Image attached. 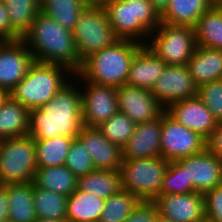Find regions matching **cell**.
I'll use <instances>...</instances> for the list:
<instances>
[{
    "mask_svg": "<svg viewBox=\"0 0 222 222\" xmlns=\"http://www.w3.org/2000/svg\"><path fill=\"white\" fill-rule=\"evenodd\" d=\"M70 81L39 108L30 110L29 135L34 139L55 136L76 138L83 128L80 87Z\"/></svg>",
    "mask_w": 222,
    "mask_h": 222,
    "instance_id": "6da1fadb",
    "label": "cell"
},
{
    "mask_svg": "<svg viewBox=\"0 0 222 222\" xmlns=\"http://www.w3.org/2000/svg\"><path fill=\"white\" fill-rule=\"evenodd\" d=\"M206 147L222 160V122H218L217 127L206 141Z\"/></svg>",
    "mask_w": 222,
    "mask_h": 222,
    "instance_id": "60d3db41",
    "label": "cell"
},
{
    "mask_svg": "<svg viewBox=\"0 0 222 222\" xmlns=\"http://www.w3.org/2000/svg\"><path fill=\"white\" fill-rule=\"evenodd\" d=\"M156 222H173V221L170 218L158 213Z\"/></svg>",
    "mask_w": 222,
    "mask_h": 222,
    "instance_id": "bcb514c9",
    "label": "cell"
},
{
    "mask_svg": "<svg viewBox=\"0 0 222 222\" xmlns=\"http://www.w3.org/2000/svg\"><path fill=\"white\" fill-rule=\"evenodd\" d=\"M216 2L217 0H170L161 14L162 23L194 28L198 19Z\"/></svg>",
    "mask_w": 222,
    "mask_h": 222,
    "instance_id": "603a6c76",
    "label": "cell"
},
{
    "mask_svg": "<svg viewBox=\"0 0 222 222\" xmlns=\"http://www.w3.org/2000/svg\"><path fill=\"white\" fill-rule=\"evenodd\" d=\"M119 112L130 117L136 124L159 118L165 108L150 90L122 85L117 88Z\"/></svg>",
    "mask_w": 222,
    "mask_h": 222,
    "instance_id": "9a60e30c",
    "label": "cell"
},
{
    "mask_svg": "<svg viewBox=\"0 0 222 222\" xmlns=\"http://www.w3.org/2000/svg\"><path fill=\"white\" fill-rule=\"evenodd\" d=\"M21 39L37 62L60 64L73 73L82 66L72 31L42 13Z\"/></svg>",
    "mask_w": 222,
    "mask_h": 222,
    "instance_id": "7a4b0ae2",
    "label": "cell"
},
{
    "mask_svg": "<svg viewBox=\"0 0 222 222\" xmlns=\"http://www.w3.org/2000/svg\"><path fill=\"white\" fill-rule=\"evenodd\" d=\"M196 192L192 184H188L187 171L178 161H171L165 171L159 195L187 194Z\"/></svg>",
    "mask_w": 222,
    "mask_h": 222,
    "instance_id": "e575fe53",
    "label": "cell"
},
{
    "mask_svg": "<svg viewBox=\"0 0 222 222\" xmlns=\"http://www.w3.org/2000/svg\"><path fill=\"white\" fill-rule=\"evenodd\" d=\"M148 41L145 45L167 65H187L197 47L193 27L165 23L150 34Z\"/></svg>",
    "mask_w": 222,
    "mask_h": 222,
    "instance_id": "9c48e42d",
    "label": "cell"
},
{
    "mask_svg": "<svg viewBox=\"0 0 222 222\" xmlns=\"http://www.w3.org/2000/svg\"><path fill=\"white\" fill-rule=\"evenodd\" d=\"M105 199L77 188L67 200L66 221H96L103 212Z\"/></svg>",
    "mask_w": 222,
    "mask_h": 222,
    "instance_id": "4316f807",
    "label": "cell"
},
{
    "mask_svg": "<svg viewBox=\"0 0 222 222\" xmlns=\"http://www.w3.org/2000/svg\"><path fill=\"white\" fill-rule=\"evenodd\" d=\"M198 98L218 122H222V79L198 87Z\"/></svg>",
    "mask_w": 222,
    "mask_h": 222,
    "instance_id": "8d00e7d4",
    "label": "cell"
},
{
    "mask_svg": "<svg viewBox=\"0 0 222 222\" xmlns=\"http://www.w3.org/2000/svg\"><path fill=\"white\" fill-rule=\"evenodd\" d=\"M8 200L7 185H0V222H8Z\"/></svg>",
    "mask_w": 222,
    "mask_h": 222,
    "instance_id": "b9f144b4",
    "label": "cell"
},
{
    "mask_svg": "<svg viewBox=\"0 0 222 222\" xmlns=\"http://www.w3.org/2000/svg\"><path fill=\"white\" fill-rule=\"evenodd\" d=\"M141 200L127 190L105 199L103 212L98 222H124Z\"/></svg>",
    "mask_w": 222,
    "mask_h": 222,
    "instance_id": "d6a6232c",
    "label": "cell"
},
{
    "mask_svg": "<svg viewBox=\"0 0 222 222\" xmlns=\"http://www.w3.org/2000/svg\"><path fill=\"white\" fill-rule=\"evenodd\" d=\"M217 3L222 7V0H217Z\"/></svg>",
    "mask_w": 222,
    "mask_h": 222,
    "instance_id": "f907efd6",
    "label": "cell"
},
{
    "mask_svg": "<svg viewBox=\"0 0 222 222\" xmlns=\"http://www.w3.org/2000/svg\"><path fill=\"white\" fill-rule=\"evenodd\" d=\"M104 8L119 39L146 44L150 34L162 24L160 12L149 0H111Z\"/></svg>",
    "mask_w": 222,
    "mask_h": 222,
    "instance_id": "277c9868",
    "label": "cell"
},
{
    "mask_svg": "<svg viewBox=\"0 0 222 222\" xmlns=\"http://www.w3.org/2000/svg\"><path fill=\"white\" fill-rule=\"evenodd\" d=\"M9 96V93L3 89V88H0V107L2 105V103L4 102V100Z\"/></svg>",
    "mask_w": 222,
    "mask_h": 222,
    "instance_id": "f6af8a7d",
    "label": "cell"
},
{
    "mask_svg": "<svg viewBox=\"0 0 222 222\" xmlns=\"http://www.w3.org/2000/svg\"><path fill=\"white\" fill-rule=\"evenodd\" d=\"M77 178L87 175L96 168L86 147L78 138H74L64 164Z\"/></svg>",
    "mask_w": 222,
    "mask_h": 222,
    "instance_id": "d590c367",
    "label": "cell"
},
{
    "mask_svg": "<svg viewBox=\"0 0 222 222\" xmlns=\"http://www.w3.org/2000/svg\"><path fill=\"white\" fill-rule=\"evenodd\" d=\"M165 111L180 124L198 133L206 141L218 124V121L198 96L174 102Z\"/></svg>",
    "mask_w": 222,
    "mask_h": 222,
    "instance_id": "2e32d148",
    "label": "cell"
},
{
    "mask_svg": "<svg viewBox=\"0 0 222 222\" xmlns=\"http://www.w3.org/2000/svg\"><path fill=\"white\" fill-rule=\"evenodd\" d=\"M77 137L86 147L96 169L120 171L122 148L105 138L97 127L83 126Z\"/></svg>",
    "mask_w": 222,
    "mask_h": 222,
    "instance_id": "ac0fdd59",
    "label": "cell"
},
{
    "mask_svg": "<svg viewBox=\"0 0 222 222\" xmlns=\"http://www.w3.org/2000/svg\"><path fill=\"white\" fill-rule=\"evenodd\" d=\"M187 171L188 184L205 194L222 184V160L207 147L200 153L177 160Z\"/></svg>",
    "mask_w": 222,
    "mask_h": 222,
    "instance_id": "5bb4252c",
    "label": "cell"
},
{
    "mask_svg": "<svg viewBox=\"0 0 222 222\" xmlns=\"http://www.w3.org/2000/svg\"><path fill=\"white\" fill-rule=\"evenodd\" d=\"M166 66L161 58L143 44L131 61L126 84L151 91Z\"/></svg>",
    "mask_w": 222,
    "mask_h": 222,
    "instance_id": "ffe728a7",
    "label": "cell"
},
{
    "mask_svg": "<svg viewBox=\"0 0 222 222\" xmlns=\"http://www.w3.org/2000/svg\"><path fill=\"white\" fill-rule=\"evenodd\" d=\"M33 183L67 197L78 188V178L65 165L37 167Z\"/></svg>",
    "mask_w": 222,
    "mask_h": 222,
    "instance_id": "d4e9b609",
    "label": "cell"
},
{
    "mask_svg": "<svg viewBox=\"0 0 222 222\" xmlns=\"http://www.w3.org/2000/svg\"><path fill=\"white\" fill-rule=\"evenodd\" d=\"M206 217L222 222V184L204 194Z\"/></svg>",
    "mask_w": 222,
    "mask_h": 222,
    "instance_id": "74e56055",
    "label": "cell"
},
{
    "mask_svg": "<svg viewBox=\"0 0 222 222\" xmlns=\"http://www.w3.org/2000/svg\"><path fill=\"white\" fill-rule=\"evenodd\" d=\"M198 87L186 65H167L151 89L156 100L166 109L170 104L197 96Z\"/></svg>",
    "mask_w": 222,
    "mask_h": 222,
    "instance_id": "7c38bea8",
    "label": "cell"
},
{
    "mask_svg": "<svg viewBox=\"0 0 222 222\" xmlns=\"http://www.w3.org/2000/svg\"><path fill=\"white\" fill-rule=\"evenodd\" d=\"M197 87L222 79V50L197 46L187 65Z\"/></svg>",
    "mask_w": 222,
    "mask_h": 222,
    "instance_id": "44dd1931",
    "label": "cell"
},
{
    "mask_svg": "<svg viewBox=\"0 0 222 222\" xmlns=\"http://www.w3.org/2000/svg\"><path fill=\"white\" fill-rule=\"evenodd\" d=\"M199 222H216V221H214V220H212V219H210V218H208V217H204V218H202Z\"/></svg>",
    "mask_w": 222,
    "mask_h": 222,
    "instance_id": "c3c4849f",
    "label": "cell"
},
{
    "mask_svg": "<svg viewBox=\"0 0 222 222\" xmlns=\"http://www.w3.org/2000/svg\"><path fill=\"white\" fill-rule=\"evenodd\" d=\"M22 37L11 27L8 11L5 4L0 0V40L14 41Z\"/></svg>",
    "mask_w": 222,
    "mask_h": 222,
    "instance_id": "ab89813d",
    "label": "cell"
},
{
    "mask_svg": "<svg viewBox=\"0 0 222 222\" xmlns=\"http://www.w3.org/2000/svg\"><path fill=\"white\" fill-rule=\"evenodd\" d=\"M33 193L38 218L66 221L67 196L36 187L34 183Z\"/></svg>",
    "mask_w": 222,
    "mask_h": 222,
    "instance_id": "4dcf8cb0",
    "label": "cell"
},
{
    "mask_svg": "<svg viewBox=\"0 0 222 222\" xmlns=\"http://www.w3.org/2000/svg\"><path fill=\"white\" fill-rule=\"evenodd\" d=\"M197 46L222 50V7L216 2L194 27Z\"/></svg>",
    "mask_w": 222,
    "mask_h": 222,
    "instance_id": "484cf974",
    "label": "cell"
},
{
    "mask_svg": "<svg viewBox=\"0 0 222 222\" xmlns=\"http://www.w3.org/2000/svg\"><path fill=\"white\" fill-rule=\"evenodd\" d=\"M158 213L153 201H140L124 222H156Z\"/></svg>",
    "mask_w": 222,
    "mask_h": 222,
    "instance_id": "f35d334b",
    "label": "cell"
},
{
    "mask_svg": "<svg viewBox=\"0 0 222 222\" xmlns=\"http://www.w3.org/2000/svg\"><path fill=\"white\" fill-rule=\"evenodd\" d=\"M8 11L11 27L21 36L30 29L40 13V0H2Z\"/></svg>",
    "mask_w": 222,
    "mask_h": 222,
    "instance_id": "1f68e13d",
    "label": "cell"
},
{
    "mask_svg": "<svg viewBox=\"0 0 222 222\" xmlns=\"http://www.w3.org/2000/svg\"><path fill=\"white\" fill-rule=\"evenodd\" d=\"M206 140L198 133L186 128L166 111L161 115V157L167 161L189 157L202 152Z\"/></svg>",
    "mask_w": 222,
    "mask_h": 222,
    "instance_id": "30bf717a",
    "label": "cell"
},
{
    "mask_svg": "<svg viewBox=\"0 0 222 222\" xmlns=\"http://www.w3.org/2000/svg\"><path fill=\"white\" fill-rule=\"evenodd\" d=\"M152 6L162 14L169 5L170 0H149Z\"/></svg>",
    "mask_w": 222,
    "mask_h": 222,
    "instance_id": "7bdbcfd3",
    "label": "cell"
},
{
    "mask_svg": "<svg viewBox=\"0 0 222 222\" xmlns=\"http://www.w3.org/2000/svg\"><path fill=\"white\" fill-rule=\"evenodd\" d=\"M142 45L137 41L119 39L87 57L78 73L85 80L98 85L116 88L125 85L131 61Z\"/></svg>",
    "mask_w": 222,
    "mask_h": 222,
    "instance_id": "3957f363",
    "label": "cell"
},
{
    "mask_svg": "<svg viewBox=\"0 0 222 222\" xmlns=\"http://www.w3.org/2000/svg\"><path fill=\"white\" fill-rule=\"evenodd\" d=\"M78 188L96 197L108 199L122 189L121 173L120 171L95 169L78 178Z\"/></svg>",
    "mask_w": 222,
    "mask_h": 222,
    "instance_id": "83f0119b",
    "label": "cell"
},
{
    "mask_svg": "<svg viewBox=\"0 0 222 222\" xmlns=\"http://www.w3.org/2000/svg\"><path fill=\"white\" fill-rule=\"evenodd\" d=\"M72 34L82 62L91 54L119 40L110 25L105 8L99 6L83 8Z\"/></svg>",
    "mask_w": 222,
    "mask_h": 222,
    "instance_id": "ba28073f",
    "label": "cell"
},
{
    "mask_svg": "<svg viewBox=\"0 0 222 222\" xmlns=\"http://www.w3.org/2000/svg\"><path fill=\"white\" fill-rule=\"evenodd\" d=\"M74 75L84 81L80 91L84 126L97 127L119 111L116 87L89 82L78 72Z\"/></svg>",
    "mask_w": 222,
    "mask_h": 222,
    "instance_id": "8fae6325",
    "label": "cell"
},
{
    "mask_svg": "<svg viewBox=\"0 0 222 222\" xmlns=\"http://www.w3.org/2000/svg\"><path fill=\"white\" fill-rule=\"evenodd\" d=\"M123 159L161 157V116L136 124L134 133L122 148Z\"/></svg>",
    "mask_w": 222,
    "mask_h": 222,
    "instance_id": "d6986e66",
    "label": "cell"
},
{
    "mask_svg": "<svg viewBox=\"0 0 222 222\" xmlns=\"http://www.w3.org/2000/svg\"><path fill=\"white\" fill-rule=\"evenodd\" d=\"M36 170L33 137L26 135L0 140V185L31 183Z\"/></svg>",
    "mask_w": 222,
    "mask_h": 222,
    "instance_id": "8992f818",
    "label": "cell"
},
{
    "mask_svg": "<svg viewBox=\"0 0 222 222\" xmlns=\"http://www.w3.org/2000/svg\"><path fill=\"white\" fill-rule=\"evenodd\" d=\"M34 222H67V221H58V220L37 217V219Z\"/></svg>",
    "mask_w": 222,
    "mask_h": 222,
    "instance_id": "7dc6e473",
    "label": "cell"
},
{
    "mask_svg": "<svg viewBox=\"0 0 222 222\" xmlns=\"http://www.w3.org/2000/svg\"><path fill=\"white\" fill-rule=\"evenodd\" d=\"M85 6L104 7L111 0H80Z\"/></svg>",
    "mask_w": 222,
    "mask_h": 222,
    "instance_id": "ee69618b",
    "label": "cell"
},
{
    "mask_svg": "<svg viewBox=\"0 0 222 222\" xmlns=\"http://www.w3.org/2000/svg\"><path fill=\"white\" fill-rule=\"evenodd\" d=\"M169 165L163 157L123 159L120 169L122 189L137 196L141 201H154Z\"/></svg>",
    "mask_w": 222,
    "mask_h": 222,
    "instance_id": "52a82bcc",
    "label": "cell"
},
{
    "mask_svg": "<svg viewBox=\"0 0 222 222\" xmlns=\"http://www.w3.org/2000/svg\"><path fill=\"white\" fill-rule=\"evenodd\" d=\"M8 222H34L37 214L34 206L33 182L7 184Z\"/></svg>",
    "mask_w": 222,
    "mask_h": 222,
    "instance_id": "cb8c5ba5",
    "label": "cell"
},
{
    "mask_svg": "<svg viewBox=\"0 0 222 222\" xmlns=\"http://www.w3.org/2000/svg\"><path fill=\"white\" fill-rule=\"evenodd\" d=\"M40 13L73 31L85 5L80 0H40Z\"/></svg>",
    "mask_w": 222,
    "mask_h": 222,
    "instance_id": "f546056e",
    "label": "cell"
},
{
    "mask_svg": "<svg viewBox=\"0 0 222 222\" xmlns=\"http://www.w3.org/2000/svg\"><path fill=\"white\" fill-rule=\"evenodd\" d=\"M68 222H96V221H68Z\"/></svg>",
    "mask_w": 222,
    "mask_h": 222,
    "instance_id": "681fc988",
    "label": "cell"
},
{
    "mask_svg": "<svg viewBox=\"0 0 222 222\" xmlns=\"http://www.w3.org/2000/svg\"><path fill=\"white\" fill-rule=\"evenodd\" d=\"M136 123L122 112H117L97 128L112 143L123 148L134 133Z\"/></svg>",
    "mask_w": 222,
    "mask_h": 222,
    "instance_id": "836d02e7",
    "label": "cell"
},
{
    "mask_svg": "<svg viewBox=\"0 0 222 222\" xmlns=\"http://www.w3.org/2000/svg\"><path fill=\"white\" fill-rule=\"evenodd\" d=\"M153 202L159 214L173 222H199L206 216L202 193L159 195Z\"/></svg>",
    "mask_w": 222,
    "mask_h": 222,
    "instance_id": "e0dca14e",
    "label": "cell"
},
{
    "mask_svg": "<svg viewBox=\"0 0 222 222\" xmlns=\"http://www.w3.org/2000/svg\"><path fill=\"white\" fill-rule=\"evenodd\" d=\"M73 139L66 136L35 139L37 167L64 165Z\"/></svg>",
    "mask_w": 222,
    "mask_h": 222,
    "instance_id": "f1b7e54d",
    "label": "cell"
},
{
    "mask_svg": "<svg viewBox=\"0 0 222 222\" xmlns=\"http://www.w3.org/2000/svg\"><path fill=\"white\" fill-rule=\"evenodd\" d=\"M34 57L22 39L0 42V88L10 93L27 75Z\"/></svg>",
    "mask_w": 222,
    "mask_h": 222,
    "instance_id": "4fadbf2b",
    "label": "cell"
},
{
    "mask_svg": "<svg viewBox=\"0 0 222 222\" xmlns=\"http://www.w3.org/2000/svg\"><path fill=\"white\" fill-rule=\"evenodd\" d=\"M30 109L9 95L0 107V140L29 135Z\"/></svg>",
    "mask_w": 222,
    "mask_h": 222,
    "instance_id": "7402d4cb",
    "label": "cell"
},
{
    "mask_svg": "<svg viewBox=\"0 0 222 222\" xmlns=\"http://www.w3.org/2000/svg\"><path fill=\"white\" fill-rule=\"evenodd\" d=\"M67 75L74 73L66 66L34 61L9 95L27 109L39 108L71 81Z\"/></svg>",
    "mask_w": 222,
    "mask_h": 222,
    "instance_id": "5b68a950",
    "label": "cell"
}]
</instances>
